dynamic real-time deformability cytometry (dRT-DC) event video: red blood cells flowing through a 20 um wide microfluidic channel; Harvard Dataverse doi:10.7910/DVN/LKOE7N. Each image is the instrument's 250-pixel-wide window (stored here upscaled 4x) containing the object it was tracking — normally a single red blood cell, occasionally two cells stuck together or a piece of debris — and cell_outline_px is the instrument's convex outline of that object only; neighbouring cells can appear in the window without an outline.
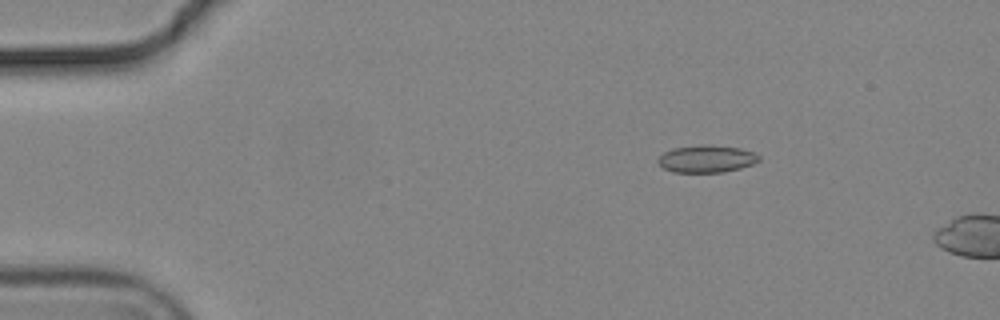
{"species": "common noctule bat (a hibernating species)", "species_latin": "Nyctalus noctula", "temperature_condition": "cold", "stored_images_in_passage": 6, "camera_frame_rate_fps": 3000, "um_per_image_px": 0.085, "animal": {"sex": "male", "body_mass_g": 19.2, "forearm_length_mm": 51.8}, "frame": {"image": 1, "passage_image": 2, "time_ms": 0.333, "image_size_px": [1000, 320], "cell_outline_px": [[760, 160], [752, 164], [740, 168], [724, 172], [672, 172], [664, 168], [656, 160], [664, 152], [672, 148], [704, 144], [712, 144], [740, 148], [752, 152], [760, 156]], "centroid_in_image_um": [60.05, 13.49], "position_along_channel_um": 25.0, "area_um2": 16.13}}